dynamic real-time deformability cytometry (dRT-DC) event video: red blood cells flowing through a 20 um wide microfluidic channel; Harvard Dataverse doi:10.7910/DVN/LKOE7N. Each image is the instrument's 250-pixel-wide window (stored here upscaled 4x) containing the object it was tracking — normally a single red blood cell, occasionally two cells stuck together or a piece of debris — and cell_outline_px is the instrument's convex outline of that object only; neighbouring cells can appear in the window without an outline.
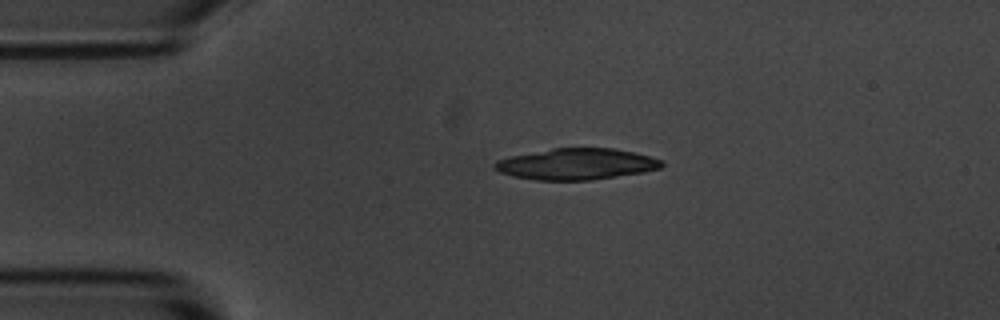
{"species": "common noctule bat (a hibernating species)", "species_latin": "Nyctalus noctula", "temperature_condition": "room temperature", "stored_images_in_passage": 44, "camera_frame_rate_fps": 3000, "um_per_image_px": 0.085, "animal": {"sex": "male", "body_mass_g": 20.1, "forearm_length_mm": 53.5}, "frame": {"image": 1, "passage_image": 1, "time_ms": 0.0, "image_size_px": [1000, 320], "cell_outline_px": [[664, 164], [660, 168], [644, 172], [592, 180], [536, 180], [512, 176], [500, 172], [492, 168], [492, 164], [496, 160], [508, 156], [552, 148], [612, 148], [636, 152], [664, 160]], "centroid_in_image_um": [48.98, 13.94], "position_along_channel_um": 36.0, "area_um2": 30.75}}